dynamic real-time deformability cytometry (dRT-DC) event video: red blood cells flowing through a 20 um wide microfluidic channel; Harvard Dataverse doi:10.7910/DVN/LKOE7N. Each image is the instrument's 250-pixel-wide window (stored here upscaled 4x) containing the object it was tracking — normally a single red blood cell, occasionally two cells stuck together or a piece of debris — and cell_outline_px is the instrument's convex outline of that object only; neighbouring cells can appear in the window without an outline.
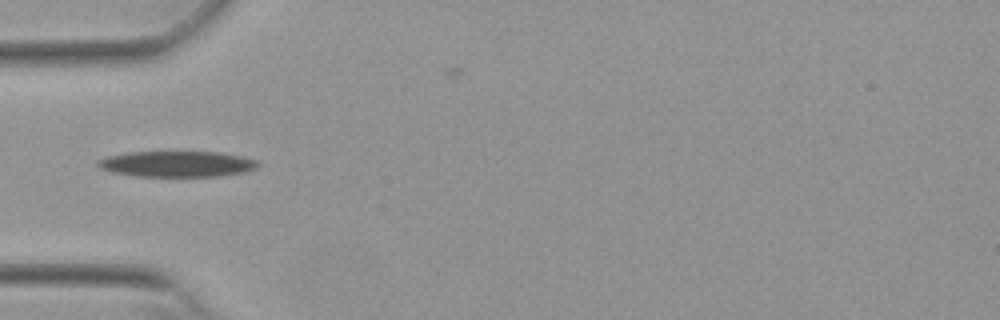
{"species": "Egyptian fruit bat (a non-hibernating species)", "species_latin": "Rousettus aegyptiacus", "temperature_condition": "warm", "stored_images_in_passage": 31, "camera_frame_rate_fps": 3000, "um_per_image_px": 0.085, "animal": {"sex": "female"}, "frame": {"image": 1, "passage_image": 1, "time_ms": 0.0, "image_size_px": [1000, 320], "cell_outline_px": [[260, 164], [256, 168], [244, 172], [220, 176], [136, 176], [112, 172], [100, 168], [96, 164], [96, 160], [108, 156], [128, 152], [220, 152], [240, 156], [256, 160]], "centroid_in_image_um": [15.02, 13.93], "position_along_channel_um": 70.0, "area_um2": 24.04}}
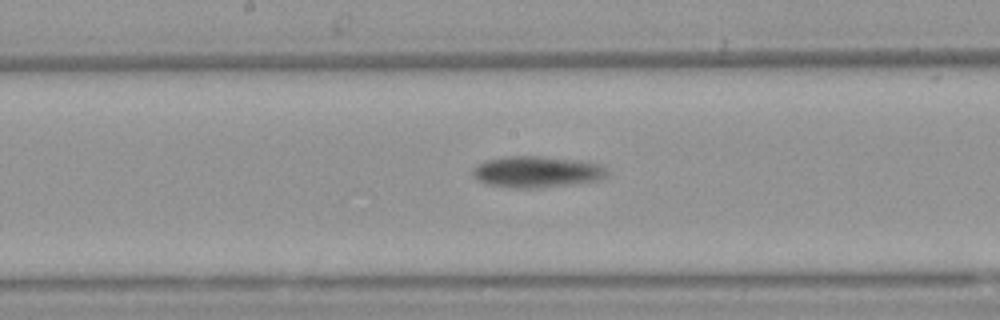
{"frame": {"image": 2, "passage_image": 12, "time_ms": 3.667, "image_size_px": [1000, 320], "cell_outline_px": [[608, 176], [604, 180], [540, 188], [508, 188], [484, 184], [476, 180], [472, 176], [472, 168], [476, 164], [484, 160], [504, 156], [540, 156], [580, 160], [600, 164], [608, 172]], "centroid_in_image_um": [45.59, 14.61], "position_along_channel_um": 202.6, "area_um2": 25.26}}
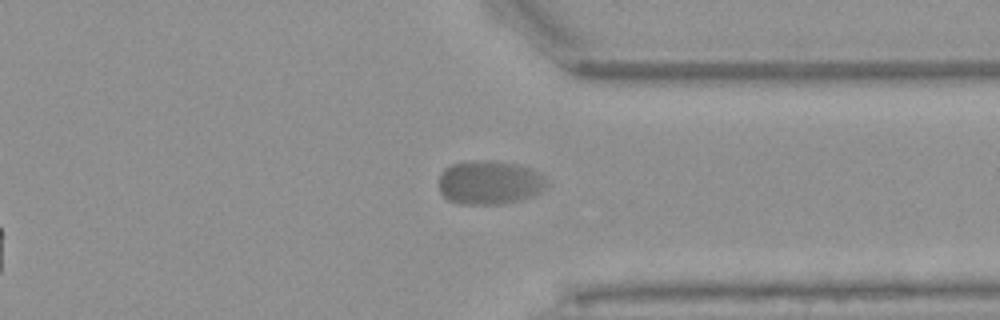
{"frame": {"image": 3, "passage_image": 26, "time_ms": 8.333, "image_size_px": [1000, 320], "cell_outline_px": [[548, 184], [540, 192], [532, 196], [500, 204], [460, 204], [448, 200], [440, 192], [440, 172], [444, 168], [452, 164], [480, 160], [492, 160], [516, 164], [540, 172], [544, 176]], "centroid_in_image_um": [41.6, 15.51], "position_along_channel_um": 369.8, "area_um2": 27.51}, "authors_computed_cell_mechanics": {"area_um2": 24.9118, "velocity_mm_per_s": 3.6194, "shape_relaxation_time_tau1_ms": 4.2587, "shape_relaxation_time_tau2_ms": null, "deformation_change_tau1": 0.1483, "deformation_change_tau2": null}}